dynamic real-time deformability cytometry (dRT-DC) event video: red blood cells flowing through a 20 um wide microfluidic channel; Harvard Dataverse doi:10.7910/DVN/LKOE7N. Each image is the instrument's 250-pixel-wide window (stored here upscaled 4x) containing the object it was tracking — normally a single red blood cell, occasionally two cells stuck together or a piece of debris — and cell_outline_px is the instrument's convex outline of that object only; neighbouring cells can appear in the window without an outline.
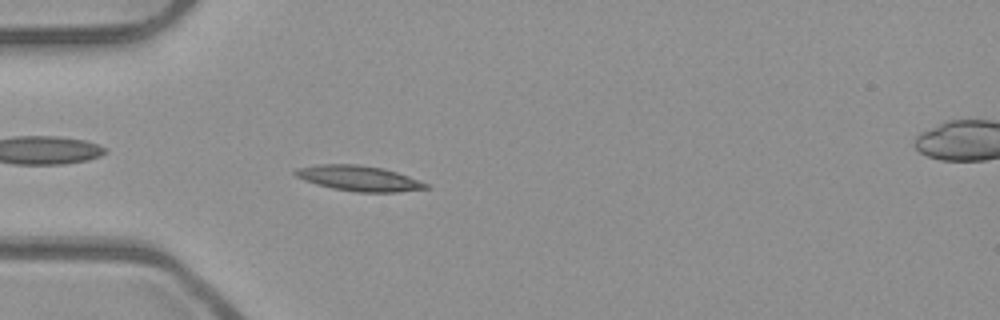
{"species": "common noctule bat (a hibernating species)", "species_latin": "Nyctalus noctula", "temperature_condition": "room temperature", "stored_images_in_passage": 43, "camera_frame_rate_fps": 3000, "um_per_image_px": 0.085, "animal": {"sex": "male", "body_mass_g": 23.1, "forearm_length_mm": 52.7}, "frame": {"image": 1, "passage_image": 6, "time_ms": 1.667, "image_size_px": [1000, 320], "cell_outline_px": [[432, 188], [396, 192], [356, 192], [332, 188], [316, 184], [304, 180], [296, 176], [292, 172], [296, 168], [320, 164], [356, 164], [384, 168], [408, 176], [428, 184]], "centroid_in_image_um": [30.5, 15.16], "position_along_channel_um": 54.5, "area_um2": 19.31}}
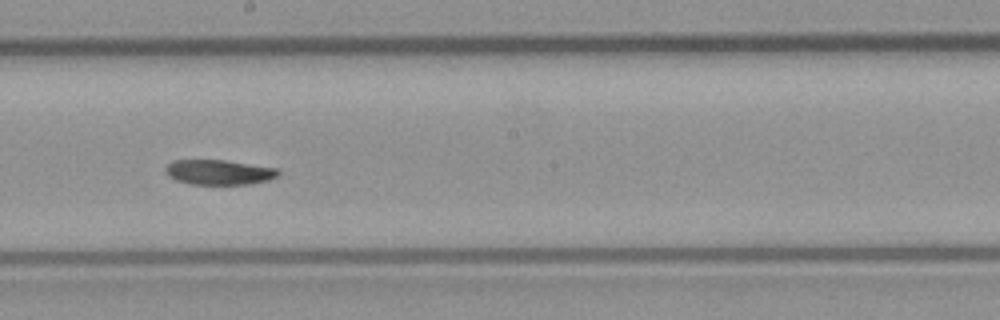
{"frame": {"image": 2, "passage_image": 20, "time_ms": 6.333, "image_size_px": [1000, 320], "cell_outline_px": [[280, 172], [276, 176], [268, 180], [252, 184], [192, 184], [176, 180], [168, 176], [164, 172], [164, 168], [172, 160], [224, 160], [276, 168]], "centroid_in_image_um": [18.57, 14.64], "position_along_channel_um": 229.6, "area_um2": 16.36}}
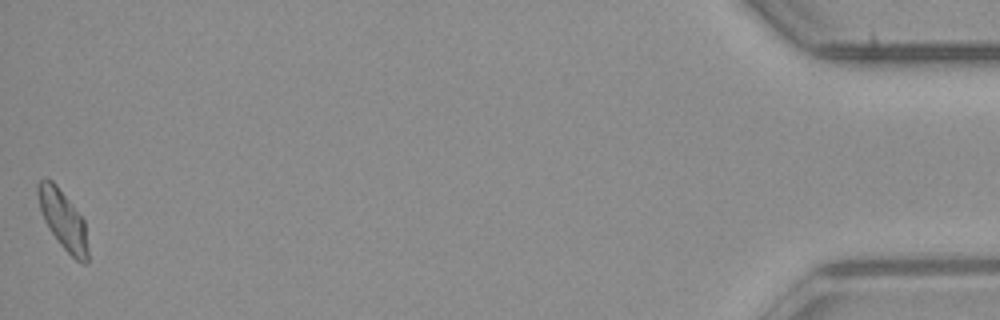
{"frame": {"image": 3, "passage_image": 43, "time_ms": 14.0, "image_size_px": [1000, 320], "cell_outline_px": [[88, 264], [84, 264], [76, 260], [60, 244], [48, 228], [44, 220], [40, 208], [36, 192], [36, 184], [44, 176], [52, 180], [56, 184], [84, 220], [88, 248]], "centroid_in_image_um": [5.34, 18.66], "position_along_channel_um": 429.9, "area_um2": 17.22}, "authors_computed_cell_mechanics": {"area_um2": 17.4556, "velocity_mm_per_s": 3.9195, "shape_relaxation_time_tau1_ms": 10.4967, "shape_relaxation_time_tau2_ms": null, "deformation_change_tau1": 0.2003, "deformation_change_tau2": null}}